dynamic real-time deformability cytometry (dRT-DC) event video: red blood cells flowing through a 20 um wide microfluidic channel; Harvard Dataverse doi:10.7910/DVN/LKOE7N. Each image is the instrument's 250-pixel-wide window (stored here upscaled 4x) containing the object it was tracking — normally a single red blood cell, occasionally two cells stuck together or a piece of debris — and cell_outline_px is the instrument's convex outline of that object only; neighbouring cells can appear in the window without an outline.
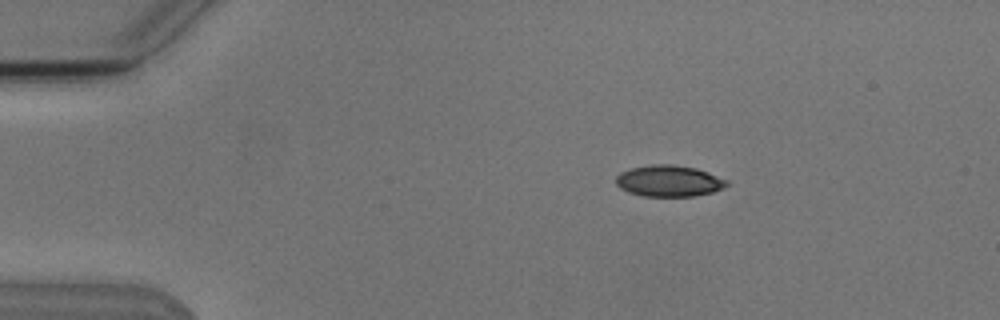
{"species": "Egyptian fruit bat (a non-hibernating species)", "species_latin": "Rousettus aegyptiacus", "temperature_condition": "cold", "stored_images_in_passage": 4, "camera_frame_rate_fps": 3000, "um_per_image_px": 0.085, "animal": {"sex": "male"}, "frame": {"image": 1, "passage_image": 2, "time_ms": 1.333, "image_size_px": [1000, 320], "cell_outline_px": [[728, 184], [724, 188], [712, 192], [692, 196], [644, 196], [628, 192], [620, 188], [616, 184], [616, 176], [620, 172], [632, 168], [652, 164], [672, 164], [696, 168], [708, 172], [728, 180]], "centroid_in_image_um": [56.86, 15.37], "position_along_channel_um": 28.1, "area_um2": 20.23}}